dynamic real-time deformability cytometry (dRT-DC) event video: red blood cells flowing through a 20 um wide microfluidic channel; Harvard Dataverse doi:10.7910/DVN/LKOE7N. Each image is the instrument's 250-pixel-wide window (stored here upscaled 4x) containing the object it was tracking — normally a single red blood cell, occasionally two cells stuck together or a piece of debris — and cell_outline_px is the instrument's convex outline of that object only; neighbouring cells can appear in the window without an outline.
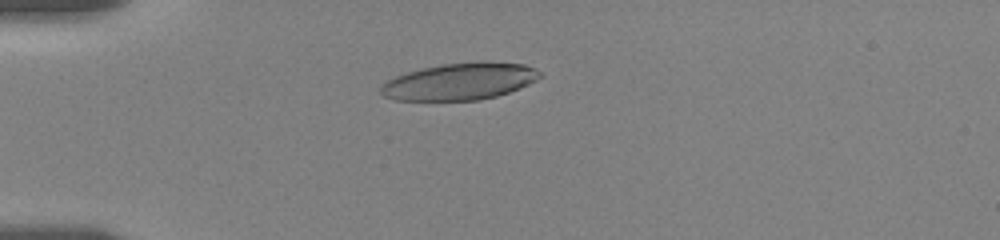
{"species": "human", "species_latin": "Homo sapiens", "temperature_condition": "room temperature", "stored_images_in_passage": 57, "camera_frame_rate_fps": 3000, "um_per_image_px": 0.085, "donor": {"sex": "female"}, "frame": {"image": 1, "passage_image": 15, "time_ms": 4.667, "image_size_px": [1000, 240], "cell_outline_px": [[544, 76], [520, 88], [496, 96], [476, 100], [396, 100], [384, 96], [380, 92], [380, 84], [396, 76], [408, 72], [424, 68], [444, 64], [480, 60], [484, 60], [524, 64], [540, 72]], "centroid_in_image_um": [39.1, 6.91], "position_along_channel_um": 45.9, "area_um2": 34.28}}
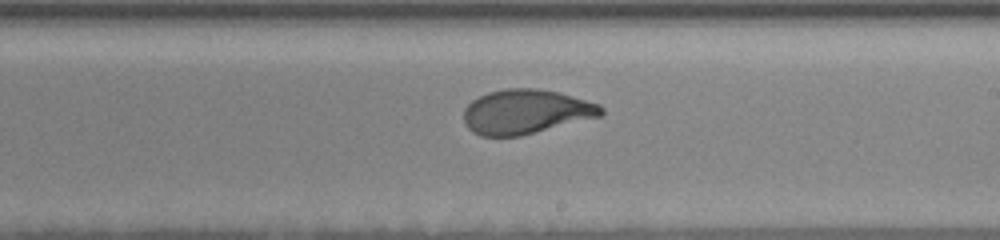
{"frame": {"image": 2, "passage_image": 34, "time_ms": 11.0, "image_size_px": [1000, 240], "cell_outline_px": [[604, 112], [600, 116], [520, 136], [480, 136], [472, 132], [464, 124], [464, 108], [472, 100], [488, 92], [508, 88], [536, 88], [560, 92], [600, 104], [604, 108]], "centroid_in_image_um": [44.69, 9.49], "position_along_channel_um": 244.3, "area_um2": 35.66}}
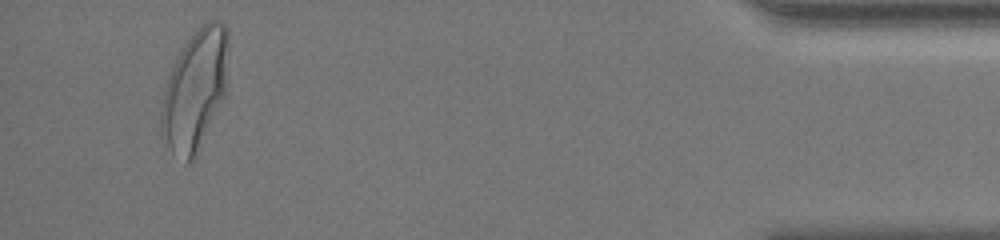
{"frame": {"image": 3, "passage_image": 54, "time_ms": 17.667, "image_size_px": [1000, 240], "cell_outline_px": [[228, 84], [224, 96], [192, 160], [188, 164], [184, 164], [172, 152], [160, 136], [160, 112], [164, 92], [168, 76], [180, 52], [188, 40], [200, 24], [208, 20], [216, 20], [224, 24], [228, 28]], "centroid_in_image_um": [16.58, 7.62], "position_along_channel_um": 418.6, "area_um2": 46.99}, "authors_computed_cell_mechanics": {"area_um2": 36.0672, "velocity_mm_per_s": 3.5303, "shape_relaxation_time_tau1_ms": 3.9708, "shape_relaxation_time_tau2_ms": 1.1405, "deformation_change_tau1": 0.2203, "deformation_change_tau2": 0.0677}}